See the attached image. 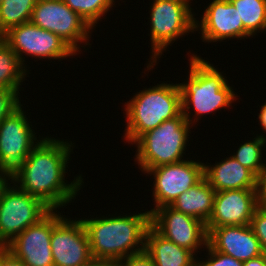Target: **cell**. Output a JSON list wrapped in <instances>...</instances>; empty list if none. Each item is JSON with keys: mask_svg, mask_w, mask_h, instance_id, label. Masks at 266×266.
<instances>
[{"mask_svg": "<svg viewBox=\"0 0 266 266\" xmlns=\"http://www.w3.org/2000/svg\"><path fill=\"white\" fill-rule=\"evenodd\" d=\"M72 141L43 137L25 160L22 171L13 179L20 189L41 199L52 210L74 202L84 180L78 175L71 183L65 180ZM72 148V149H71ZM66 181V182H65Z\"/></svg>", "mask_w": 266, "mask_h": 266, "instance_id": "6da1fadb", "label": "cell"}, {"mask_svg": "<svg viewBox=\"0 0 266 266\" xmlns=\"http://www.w3.org/2000/svg\"><path fill=\"white\" fill-rule=\"evenodd\" d=\"M93 258L113 263L145 249L150 212L112 217L81 218Z\"/></svg>", "mask_w": 266, "mask_h": 266, "instance_id": "7a4b0ae2", "label": "cell"}, {"mask_svg": "<svg viewBox=\"0 0 266 266\" xmlns=\"http://www.w3.org/2000/svg\"><path fill=\"white\" fill-rule=\"evenodd\" d=\"M188 56L190 70L187 82L178 85L182 114L193 127L195 120L198 122L201 116L219 112L220 109H229L239 96H236L222 71L218 72V68L195 53ZM191 108L194 113L190 112ZM191 113L194 114V119L191 118Z\"/></svg>", "mask_w": 266, "mask_h": 266, "instance_id": "3957f363", "label": "cell"}, {"mask_svg": "<svg viewBox=\"0 0 266 266\" xmlns=\"http://www.w3.org/2000/svg\"><path fill=\"white\" fill-rule=\"evenodd\" d=\"M124 107L127 124L123 139L133 144L142 134L182 112L179 85L162 82L146 87L125 102Z\"/></svg>", "mask_w": 266, "mask_h": 266, "instance_id": "277c9868", "label": "cell"}, {"mask_svg": "<svg viewBox=\"0 0 266 266\" xmlns=\"http://www.w3.org/2000/svg\"><path fill=\"white\" fill-rule=\"evenodd\" d=\"M192 125L182 112L175 118L165 120L158 127L142 134L133 144L137 151L135 162L140 171L185 160V150Z\"/></svg>", "mask_w": 266, "mask_h": 266, "instance_id": "5b68a950", "label": "cell"}, {"mask_svg": "<svg viewBox=\"0 0 266 266\" xmlns=\"http://www.w3.org/2000/svg\"><path fill=\"white\" fill-rule=\"evenodd\" d=\"M150 42L152 54L147 63V70L156 66L166 48L178 41L187 33L195 32V20L193 9L187 4L171 0H153L150 6ZM161 55V56H160Z\"/></svg>", "mask_w": 266, "mask_h": 266, "instance_id": "8992f818", "label": "cell"}, {"mask_svg": "<svg viewBox=\"0 0 266 266\" xmlns=\"http://www.w3.org/2000/svg\"><path fill=\"white\" fill-rule=\"evenodd\" d=\"M22 106L0 122V176L10 182L22 171L26 158L43 138L37 139Z\"/></svg>", "mask_w": 266, "mask_h": 266, "instance_id": "52a82bcc", "label": "cell"}, {"mask_svg": "<svg viewBox=\"0 0 266 266\" xmlns=\"http://www.w3.org/2000/svg\"><path fill=\"white\" fill-rule=\"evenodd\" d=\"M51 210L41 199L23 191L14 182H7L0 200V247L8 245Z\"/></svg>", "mask_w": 266, "mask_h": 266, "instance_id": "ba28073f", "label": "cell"}, {"mask_svg": "<svg viewBox=\"0 0 266 266\" xmlns=\"http://www.w3.org/2000/svg\"><path fill=\"white\" fill-rule=\"evenodd\" d=\"M30 22L59 36L76 53H80L81 43L83 48L91 45L93 28L63 0H37Z\"/></svg>", "mask_w": 266, "mask_h": 266, "instance_id": "9c48e42d", "label": "cell"}, {"mask_svg": "<svg viewBox=\"0 0 266 266\" xmlns=\"http://www.w3.org/2000/svg\"><path fill=\"white\" fill-rule=\"evenodd\" d=\"M1 38L14 50L23 65L25 64V56L34 57L39 60L55 59L65 60L76 53L64 40L48 30L37 27L31 22L10 28Z\"/></svg>", "mask_w": 266, "mask_h": 266, "instance_id": "30bf717a", "label": "cell"}, {"mask_svg": "<svg viewBox=\"0 0 266 266\" xmlns=\"http://www.w3.org/2000/svg\"><path fill=\"white\" fill-rule=\"evenodd\" d=\"M52 210L51 248L54 266H81L90 261V243L81 221Z\"/></svg>", "mask_w": 266, "mask_h": 266, "instance_id": "8fae6325", "label": "cell"}, {"mask_svg": "<svg viewBox=\"0 0 266 266\" xmlns=\"http://www.w3.org/2000/svg\"><path fill=\"white\" fill-rule=\"evenodd\" d=\"M144 174H153V200L155 207L170 206L180 194L189 190L204 177V163L183 160L177 163L148 169Z\"/></svg>", "mask_w": 266, "mask_h": 266, "instance_id": "7c38bea8", "label": "cell"}, {"mask_svg": "<svg viewBox=\"0 0 266 266\" xmlns=\"http://www.w3.org/2000/svg\"><path fill=\"white\" fill-rule=\"evenodd\" d=\"M150 226L165 239L198 254L207 246L206 224L201 220L163 206L150 213ZM205 246V247H204Z\"/></svg>", "mask_w": 266, "mask_h": 266, "instance_id": "4fadbf2b", "label": "cell"}, {"mask_svg": "<svg viewBox=\"0 0 266 266\" xmlns=\"http://www.w3.org/2000/svg\"><path fill=\"white\" fill-rule=\"evenodd\" d=\"M52 210L5 247L25 266H54L51 248Z\"/></svg>", "mask_w": 266, "mask_h": 266, "instance_id": "5bb4252c", "label": "cell"}, {"mask_svg": "<svg viewBox=\"0 0 266 266\" xmlns=\"http://www.w3.org/2000/svg\"><path fill=\"white\" fill-rule=\"evenodd\" d=\"M259 206L257 189L216 191L213 213L206 228L249 225Z\"/></svg>", "mask_w": 266, "mask_h": 266, "instance_id": "9a60e30c", "label": "cell"}, {"mask_svg": "<svg viewBox=\"0 0 266 266\" xmlns=\"http://www.w3.org/2000/svg\"><path fill=\"white\" fill-rule=\"evenodd\" d=\"M195 20V31L200 30L203 42H221L226 39H244V27L238 10L229 0H213Z\"/></svg>", "mask_w": 266, "mask_h": 266, "instance_id": "2e32d148", "label": "cell"}, {"mask_svg": "<svg viewBox=\"0 0 266 266\" xmlns=\"http://www.w3.org/2000/svg\"><path fill=\"white\" fill-rule=\"evenodd\" d=\"M207 244L215 251L242 262L263 254L259 240L250 225H230L206 228Z\"/></svg>", "mask_w": 266, "mask_h": 266, "instance_id": "e0dca14e", "label": "cell"}, {"mask_svg": "<svg viewBox=\"0 0 266 266\" xmlns=\"http://www.w3.org/2000/svg\"><path fill=\"white\" fill-rule=\"evenodd\" d=\"M221 161L204 163V177L215 191L257 189V177L231 154Z\"/></svg>", "mask_w": 266, "mask_h": 266, "instance_id": "ac0fdd59", "label": "cell"}, {"mask_svg": "<svg viewBox=\"0 0 266 266\" xmlns=\"http://www.w3.org/2000/svg\"><path fill=\"white\" fill-rule=\"evenodd\" d=\"M144 251L155 266H197V255L165 239L151 226L146 232Z\"/></svg>", "mask_w": 266, "mask_h": 266, "instance_id": "d6986e66", "label": "cell"}, {"mask_svg": "<svg viewBox=\"0 0 266 266\" xmlns=\"http://www.w3.org/2000/svg\"><path fill=\"white\" fill-rule=\"evenodd\" d=\"M215 192L203 177L189 190L180 194L170 206L207 224L213 213Z\"/></svg>", "mask_w": 266, "mask_h": 266, "instance_id": "ffe728a7", "label": "cell"}, {"mask_svg": "<svg viewBox=\"0 0 266 266\" xmlns=\"http://www.w3.org/2000/svg\"><path fill=\"white\" fill-rule=\"evenodd\" d=\"M29 71L0 37V88L21 91L20 85L29 77Z\"/></svg>", "mask_w": 266, "mask_h": 266, "instance_id": "44dd1931", "label": "cell"}, {"mask_svg": "<svg viewBox=\"0 0 266 266\" xmlns=\"http://www.w3.org/2000/svg\"><path fill=\"white\" fill-rule=\"evenodd\" d=\"M243 22L244 39L266 31V0H229Z\"/></svg>", "mask_w": 266, "mask_h": 266, "instance_id": "7402d4cb", "label": "cell"}, {"mask_svg": "<svg viewBox=\"0 0 266 266\" xmlns=\"http://www.w3.org/2000/svg\"><path fill=\"white\" fill-rule=\"evenodd\" d=\"M37 0H3L0 4V37L10 28L30 22Z\"/></svg>", "mask_w": 266, "mask_h": 266, "instance_id": "603a6c76", "label": "cell"}, {"mask_svg": "<svg viewBox=\"0 0 266 266\" xmlns=\"http://www.w3.org/2000/svg\"><path fill=\"white\" fill-rule=\"evenodd\" d=\"M247 141L241 144L232 156L258 177L265 164L262 151L266 148V136L257 134L253 140Z\"/></svg>", "mask_w": 266, "mask_h": 266, "instance_id": "cb8c5ba5", "label": "cell"}, {"mask_svg": "<svg viewBox=\"0 0 266 266\" xmlns=\"http://www.w3.org/2000/svg\"><path fill=\"white\" fill-rule=\"evenodd\" d=\"M72 10L79 14L94 29L96 24L113 9L116 0H63Z\"/></svg>", "mask_w": 266, "mask_h": 266, "instance_id": "d4e9b609", "label": "cell"}, {"mask_svg": "<svg viewBox=\"0 0 266 266\" xmlns=\"http://www.w3.org/2000/svg\"><path fill=\"white\" fill-rule=\"evenodd\" d=\"M250 227L259 240L261 250L266 254V207L259 206L252 216Z\"/></svg>", "mask_w": 266, "mask_h": 266, "instance_id": "484cf974", "label": "cell"}, {"mask_svg": "<svg viewBox=\"0 0 266 266\" xmlns=\"http://www.w3.org/2000/svg\"><path fill=\"white\" fill-rule=\"evenodd\" d=\"M208 252L207 259L197 258V266H243V262L235 258L225 255L221 252L213 250L208 244L206 248Z\"/></svg>", "mask_w": 266, "mask_h": 266, "instance_id": "4316f807", "label": "cell"}, {"mask_svg": "<svg viewBox=\"0 0 266 266\" xmlns=\"http://www.w3.org/2000/svg\"><path fill=\"white\" fill-rule=\"evenodd\" d=\"M20 92L0 88V122L21 105Z\"/></svg>", "mask_w": 266, "mask_h": 266, "instance_id": "83f0119b", "label": "cell"}, {"mask_svg": "<svg viewBox=\"0 0 266 266\" xmlns=\"http://www.w3.org/2000/svg\"><path fill=\"white\" fill-rule=\"evenodd\" d=\"M115 266H155L151 257L145 252L130 255L121 259Z\"/></svg>", "mask_w": 266, "mask_h": 266, "instance_id": "f1b7e54d", "label": "cell"}, {"mask_svg": "<svg viewBox=\"0 0 266 266\" xmlns=\"http://www.w3.org/2000/svg\"><path fill=\"white\" fill-rule=\"evenodd\" d=\"M257 196L260 206L266 205V163L257 177Z\"/></svg>", "mask_w": 266, "mask_h": 266, "instance_id": "f546056e", "label": "cell"}, {"mask_svg": "<svg viewBox=\"0 0 266 266\" xmlns=\"http://www.w3.org/2000/svg\"><path fill=\"white\" fill-rule=\"evenodd\" d=\"M0 266H25L6 247H0Z\"/></svg>", "mask_w": 266, "mask_h": 266, "instance_id": "4dcf8cb0", "label": "cell"}, {"mask_svg": "<svg viewBox=\"0 0 266 266\" xmlns=\"http://www.w3.org/2000/svg\"><path fill=\"white\" fill-rule=\"evenodd\" d=\"M243 266H266V254L244 261Z\"/></svg>", "mask_w": 266, "mask_h": 266, "instance_id": "1f68e13d", "label": "cell"}, {"mask_svg": "<svg viewBox=\"0 0 266 266\" xmlns=\"http://www.w3.org/2000/svg\"><path fill=\"white\" fill-rule=\"evenodd\" d=\"M81 266H115V263L98 258H92L90 261Z\"/></svg>", "mask_w": 266, "mask_h": 266, "instance_id": "d6a6232c", "label": "cell"}, {"mask_svg": "<svg viewBox=\"0 0 266 266\" xmlns=\"http://www.w3.org/2000/svg\"><path fill=\"white\" fill-rule=\"evenodd\" d=\"M266 101V100H265ZM260 112H259V115H258V119H259V122L258 124L261 125V128L263 129V133L266 134V102L264 104L261 105L260 107Z\"/></svg>", "mask_w": 266, "mask_h": 266, "instance_id": "836d02e7", "label": "cell"}, {"mask_svg": "<svg viewBox=\"0 0 266 266\" xmlns=\"http://www.w3.org/2000/svg\"><path fill=\"white\" fill-rule=\"evenodd\" d=\"M9 182L7 179L0 176V200L2 196V189L4 188L5 184Z\"/></svg>", "mask_w": 266, "mask_h": 266, "instance_id": "e575fe53", "label": "cell"}, {"mask_svg": "<svg viewBox=\"0 0 266 266\" xmlns=\"http://www.w3.org/2000/svg\"><path fill=\"white\" fill-rule=\"evenodd\" d=\"M171 1H179V2L187 4L190 7L191 6L190 3H192L190 1H193V0H171Z\"/></svg>", "mask_w": 266, "mask_h": 266, "instance_id": "d590c367", "label": "cell"}]
</instances>
